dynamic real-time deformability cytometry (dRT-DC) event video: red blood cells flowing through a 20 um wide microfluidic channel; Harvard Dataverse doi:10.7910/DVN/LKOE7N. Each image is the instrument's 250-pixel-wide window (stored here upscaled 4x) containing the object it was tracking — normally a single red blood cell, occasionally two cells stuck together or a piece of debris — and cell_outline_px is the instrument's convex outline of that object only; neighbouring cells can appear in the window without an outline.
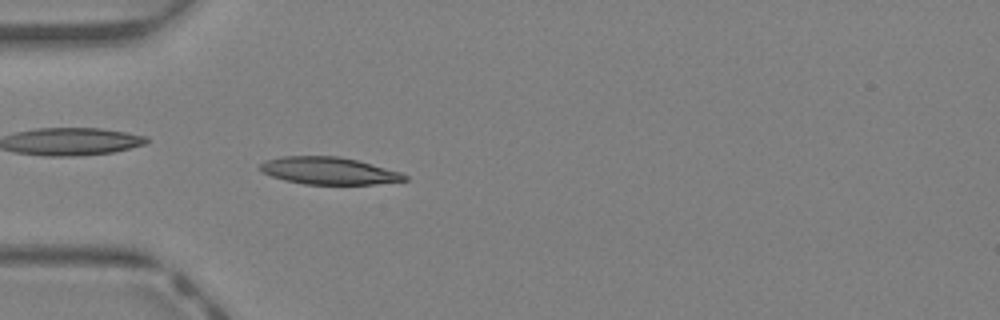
{"species": "Egyptian fruit bat (a non-hibernating species)", "species_latin": "Rousettus aegyptiacus", "temperature_condition": "warm", "stored_images_in_passage": 43, "camera_frame_rate_fps": 3000, "um_per_image_px": 0.085, "animal": {"sex": "female"}, "frame": {"image": 1, "passage_image": 13, "time_ms": 4.0, "image_size_px": [1000, 320], "cell_outline_px": [[408, 180], [376, 184], [304, 184], [284, 180], [260, 172], [260, 164], [268, 160], [280, 156], [340, 156], [356, 160], [400, 172], [408, 176]], "centroid_in_image_um": [27.93, 14.52], "position_along_channel_um": 57.1, "area_um2": 22.83}}
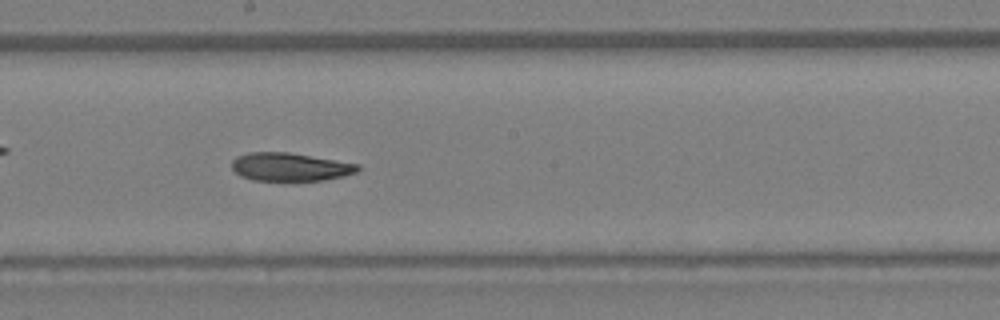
{"frame": {"image": 2, "passage_image": 24, "time_ms": 7.667, "image_size_px": [1000, 320], "cell_outline_px": [[360, 168], [356, 172], [344, 176], [324, 180], [252, 180], [240, 176], [232, 168], [232, 160], [236, 156], [248, 152], [288, 152], [360, 164]], "centroid_in_image_um": [24.64, 14.18], "position_along_channel_um": 223.6, "area_um2": 20.69}}
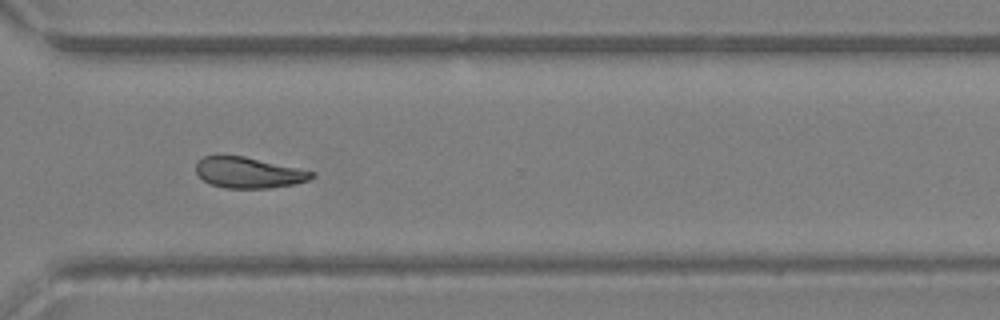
{"frame": {"image": 3, "passage_image": 32, "time_ms": 10.333, "image_size_px": [1000, 320], "cell_outline_px": [[316, 176], [308, 180], [296, 184], [268, 188], [224, 188], [212, 184], [204, 180], [196, 172], [196, 164], [204, 156], [244, 156], [316, 172]], "centroid_in_image_um": [21.17, 14.68], "position_along_channel_um": 349.4, "area_um2": 20.63}, "authors_computed_cell_mechanics": {"area_um2": 21.9062, "velocity_mm_per_s": 4.7149, "shape_relaxation_time_tau1_ms": null, "shape_relaxation_time_tau2_ms": 9.1116, "deformation_change_tau1": null, "deformation_change_tau2": 0.171}}